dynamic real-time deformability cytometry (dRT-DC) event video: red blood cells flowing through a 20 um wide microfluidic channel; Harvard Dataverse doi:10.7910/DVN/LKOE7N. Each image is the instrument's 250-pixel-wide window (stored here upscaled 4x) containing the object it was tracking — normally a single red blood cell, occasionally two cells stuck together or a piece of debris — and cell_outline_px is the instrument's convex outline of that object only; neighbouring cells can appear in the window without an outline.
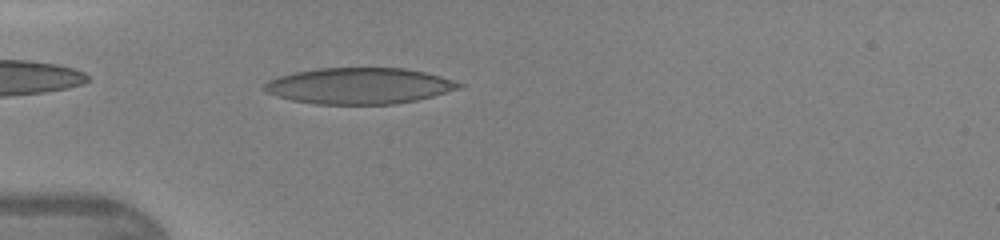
{"species": "human", "species_latin": "Homo sapiens", "temperature_condition": "warm", "stored_images_in_passage": 44, "camera_frame_rate_fps": 3000, "um_per_image_px": 0.085, "donor": {"sex": "female"}, "frame": {"image": 1, "passage_image": 13, "time_ms": 4.0, "image_size_px": [1000, 240], "cell_outline_px": [[464, 88], [416, 100], [396, 104], [316, 104], [292, 100], [276, 96], [264, 92], [264, 84], [268, 80], [292, 72], [316, 68], [404, 68], [424, 72], [440, 76], [464, 84]], "centroid_in_image_um": [30.52, 7.3], "position_along_channel_um": 54.5, "area_um2": 41.15}}